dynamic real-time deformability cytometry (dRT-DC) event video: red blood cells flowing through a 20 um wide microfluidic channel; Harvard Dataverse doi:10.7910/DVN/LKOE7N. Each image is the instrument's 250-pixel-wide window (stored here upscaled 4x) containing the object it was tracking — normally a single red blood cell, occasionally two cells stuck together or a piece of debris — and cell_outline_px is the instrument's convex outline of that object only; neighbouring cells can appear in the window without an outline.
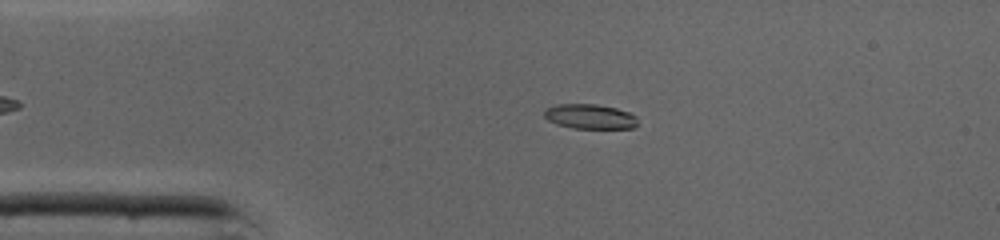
{"species": "common noctule bat (a hibernating species)", "species_latin": "Nyctalus noctula", "temperature_condition": "cold", "stored_images_in_passage": 34, "camera_frame_rate_fps": 3000, "um_per_image_px": 0.085, "animal": {"sex": "male", "body_mass_g": 19.0, "forearm_length_mm": 50.8}, "frame": {"image": 1, "passage_image": 7, "time_ms": 2.0, "image_size_px": [1000, 240], "cell_outline_px": [[636, 124], [632, 128], [572, 128], [556, 124], [548, 120], [544, 116], [544, 108], [556, 104], [596, 104], [616, 108], [628, 112], [636, 116]], "centroid_in_image_um": [50.09, 9.89], "position_along_channel_um": 34.9, "area_um2": 13.47}}
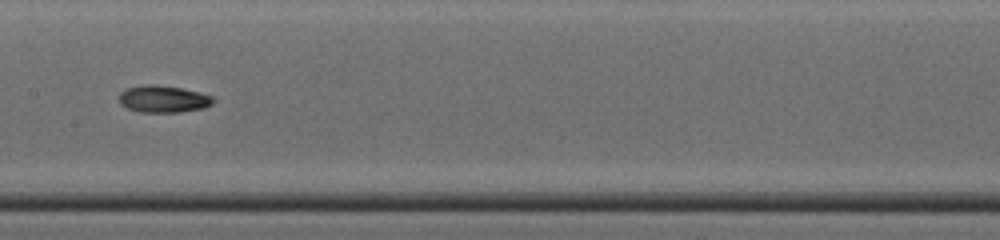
{"frame": {"image": 2, "passage_image": 20, "time_ms": 6.333, "image_size_px": [1000, 240], "cell_outline_px": [[216, 100], [212, 104], [204, 108], [180, 112], [140, 112], [128, 108], [120, 104], [120, 92], [128, 88], [140, 84], [156, 84], [180, 88], [200, 92], [212, 96]], "centroid_in_image_um": [13.9, 8.41], "position_along_channel_um": 193.5, "area_um2": 14.91}}
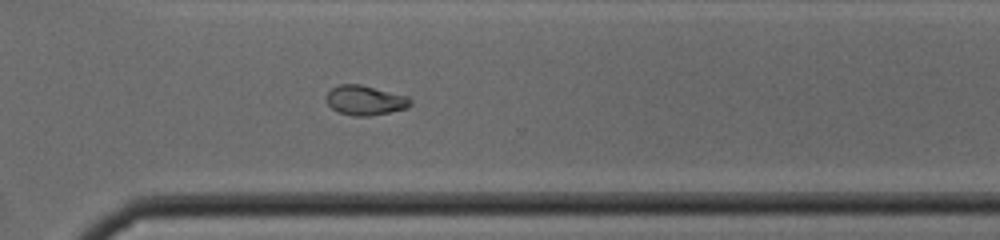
{"frame": {"image": 3, "passage_image": 30, "time_ms": 9.667, "image_size_px": [1000, 240], "cell_outline_px": [[412, 104], [408, 108], [368, 116], [352, 116], [340, 112], [332, 108], [328, 104], [328, 92], [332, 88], [340, 84], [360, 84], [408, 96], [412, 100]], "centroid_in_image_um": [31.08, 8.52], "position_along_channel_um": 339.5, "area_um2": 14.39}, "authors_computed_cell_mechanics": {"area_um2": 14.3633, "velocity_mm_per_s": 4.3774, "shape_relaxation_time_tau1_ms": 10.1457, "shape_relaxation_time_tau2_ms": 2.7868, "deformation_change_tau1": 0.2813, "deformation_change_tau2": 0.078}}